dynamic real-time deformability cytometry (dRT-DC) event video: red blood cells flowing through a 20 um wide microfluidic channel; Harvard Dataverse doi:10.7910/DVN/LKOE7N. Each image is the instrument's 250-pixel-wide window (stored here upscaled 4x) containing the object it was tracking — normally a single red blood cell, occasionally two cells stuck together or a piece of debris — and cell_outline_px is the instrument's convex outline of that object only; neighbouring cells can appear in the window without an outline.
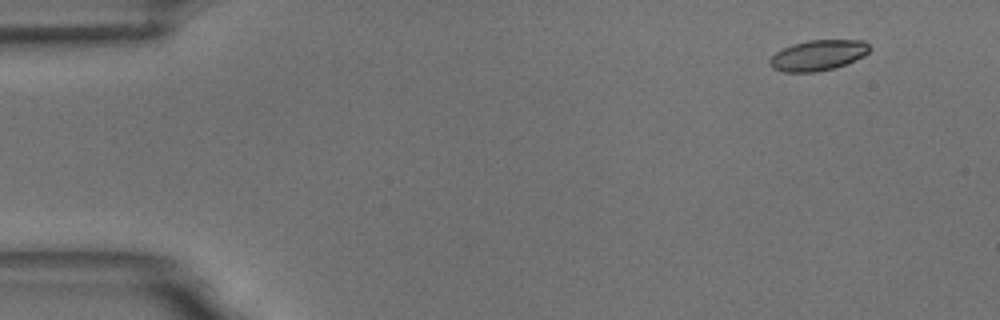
{"species": "common noctule bat (a hibernating species)", "species_latin": "Nyctalus noctula", "temperature_condition": "room temperature", "stored_images_in_passage": 52, "camera_frame_rate_fps": 3000, "um_per_image_px": 0.085, "animal": {"sex": "male", "body_mass_g": 18.8}, "frame": {"image": 1, "passage_image": 1, "time_ms": 0.0, "image_size_px": [1000, 320], "cell_outline_px": [[872, 48], [864, 56], [836, 68], [816, 72], [784, 72], [772, 68], [768, 64], [768, 60], [776, 52], [792, 44], [808, 40], [864, 40]], "centroid_in_image_um": [69.53, 4.7], "position_along_channel_um": 15.5, "area_um2": 17.92}}
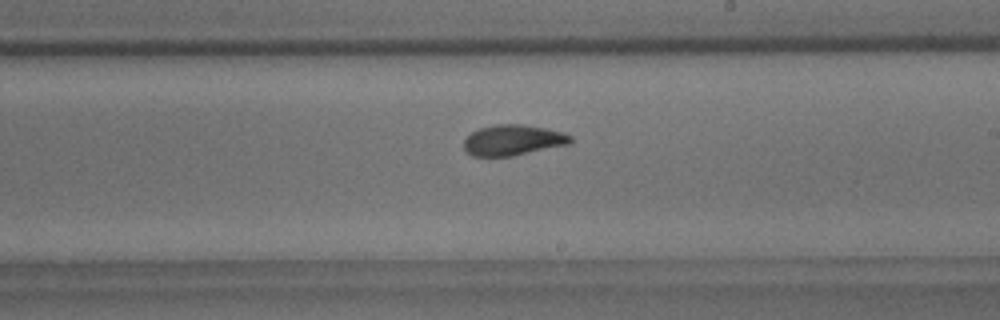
{"frame": {"image": 2, "passage_image": 29, "time_ms": 9.333, "image_size_px": [1000, 320], "cell_outline_px": [[572, 144], [512, 156], [472, 156], [464, 148], [464, 140], [472, 132], [480, 128], [496, 124], [524, 124], [564, 132], [572, 136]], "centroid_in_image_um": [43.65, 11.91], "position_along_channel_um": 245.4, "area_um2": 19.13}}
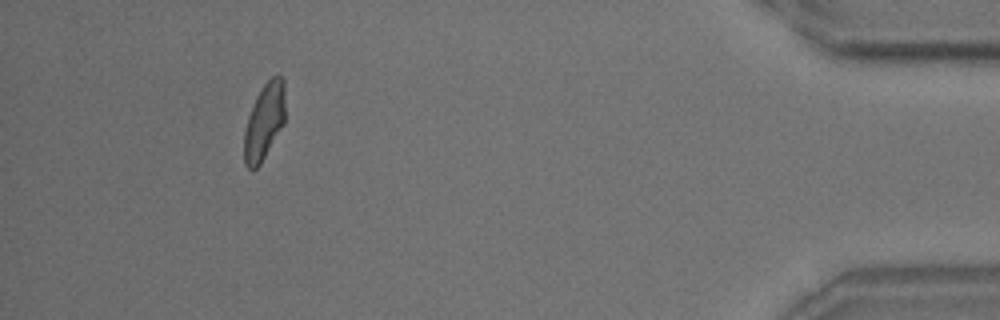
{"frame": {"image": 3, "passage_image": 48, "time_ms": 15.667, "image_size_px": [1000, 320], "cell_outline_px": [[284, 124], [260, 164], [252, 172], [244, 164], [244, 132], [248, 116], [256, 96], [264, 84], [276, 72], [280, 72], [284, 76]], "centroid_in_image_um": [22.47, 10.29], "position_along_channel_um": 412.7, "area_um2": 18.5}, "authors_computed_cell_mechanics": {"area_um2": 18.7272, "velocity_mm_per_s": 3.6067, "shape_relaxation_time_tau1_ms": 4.8777, "shape_relaxation_time_tau2_ms": 1.5217, "deformation_change_tau1": 0.1674, "deformation_change_tau2": 0.0819}}